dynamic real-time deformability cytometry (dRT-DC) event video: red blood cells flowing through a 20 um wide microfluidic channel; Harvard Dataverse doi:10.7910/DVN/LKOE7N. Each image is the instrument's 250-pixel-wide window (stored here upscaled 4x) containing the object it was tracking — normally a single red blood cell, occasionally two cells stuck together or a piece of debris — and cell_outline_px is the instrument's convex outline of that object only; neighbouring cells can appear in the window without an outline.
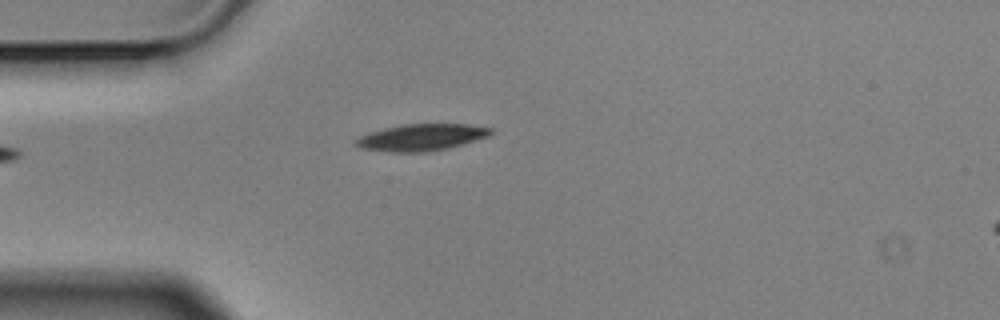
{"species": "Egyptian fruit bat (a non-hibernating species)", "species_latin": "Rousettus aegyptiacus", "temperature_condition": "cold", "stored_images_in_passage": 6, "camera_frame_rate_fps": 3000, "um_per_image_px": 0.085, "animal": {"sex": "male"}, "frame": {"image": 1, "passage_image": 6, "time_ms": 1.667, "image_size_px": [1000, 320], "cell_outline_px": [[492, 132], [488, 136], [448, 148], [424, 152], [392, 152], [360, 148], [352, 144], [352, 140], [360, 136], [384, 128], [400, 124], [468, 124], [492, 128]], "centroid_in_image_um": [35.76, 11.67], "position_along_channel_um": 49.2, "area_um2": 20.98}}